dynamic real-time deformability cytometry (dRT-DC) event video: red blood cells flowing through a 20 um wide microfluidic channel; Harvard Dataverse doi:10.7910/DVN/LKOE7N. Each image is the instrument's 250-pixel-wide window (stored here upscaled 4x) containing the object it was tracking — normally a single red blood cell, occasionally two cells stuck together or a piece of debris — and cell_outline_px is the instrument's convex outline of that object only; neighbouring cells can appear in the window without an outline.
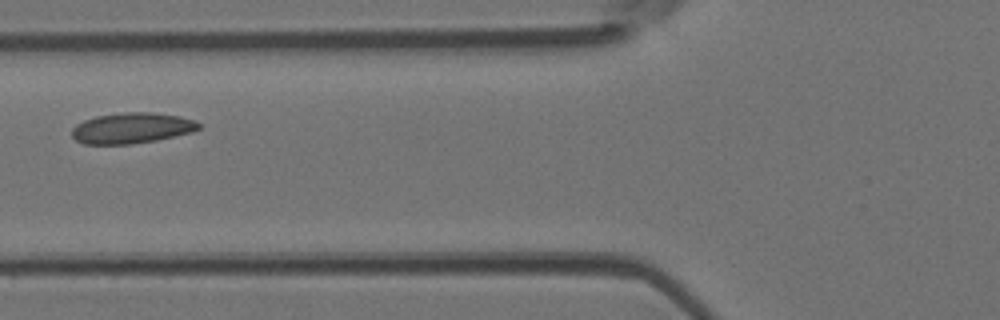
{"species": "Egyptian fruit bat (a non-hibernating species)", "species_latin": "Rousettus aegyptiacus", "temperature_condition": "room temperature", "stored_images_in_passage": 4, "camera_frame_rate_fps": 3000, "um_per_image_px": 0.085, "animal": {"sex": "female"}, "frame": {"image": 1, "passage_image": 2, "time_ms": 0.333, "image_size_px": [1000, 320], "cell_outline_px": [[200, 128], [192, 132], [156, 140], [132, 144], [84, 144], [76, 140], [72, 136], [72, 128], [76, 124], [84, 120], [96, 116], [124, 112], [152, 112], [180, 116], [192, 120], [200, 124]], "centroid_in_image_um": [11.18, 10.88], "position_along_channel_um": 114.6, "area_um2": 22.66}}
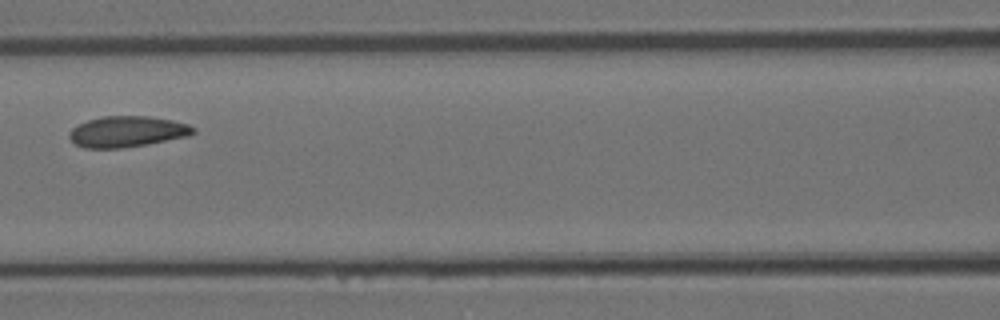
{"frame": {"image": 2, "passage_image": 3, "time_ms": 0.667, "image_size_px": [1000, 320], "cell_outline_px": [[196, 132], [188, 136], [148, 144], [120, 148], [84, 148], [76, 144], [68, 136], [68, 132], [72, 128], [88, 120], [104, 116], [148, 116], [172, 120], [188, 124], [196, 128]], "centroid_in_image_um": [10.82, 11.19], "position_along_channel_um": 155.8, "area_um2": 22.31}}
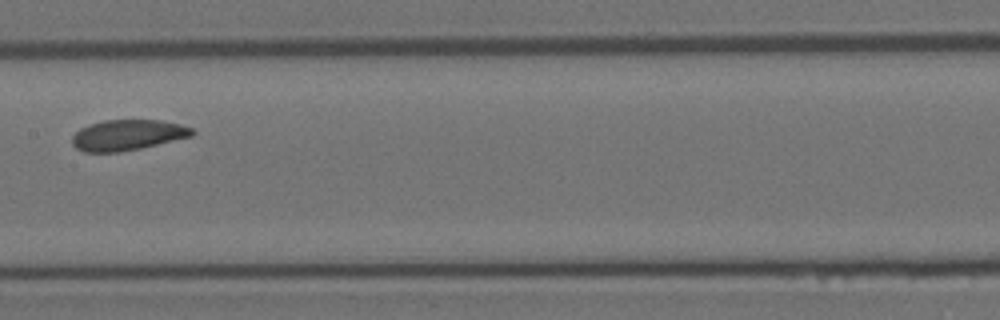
{"frame": {"image": 3, "passage_image": 4, "time_ms": 1.0, "image_size_px": [1000, 320], "cell_outline_px": [[196, 132], [192, 136], [140, 148], [120, 152], [84, 152], [76, 148], [72, 144], [72, 136], [80, 128], [88, 124], [104, 120], [160, 120], [180, 124], [192, 128]], "centroid_in_image_um": [10.82, 11.47], "position_along_channel_um": 196.6, "area_um2": 21.44}}